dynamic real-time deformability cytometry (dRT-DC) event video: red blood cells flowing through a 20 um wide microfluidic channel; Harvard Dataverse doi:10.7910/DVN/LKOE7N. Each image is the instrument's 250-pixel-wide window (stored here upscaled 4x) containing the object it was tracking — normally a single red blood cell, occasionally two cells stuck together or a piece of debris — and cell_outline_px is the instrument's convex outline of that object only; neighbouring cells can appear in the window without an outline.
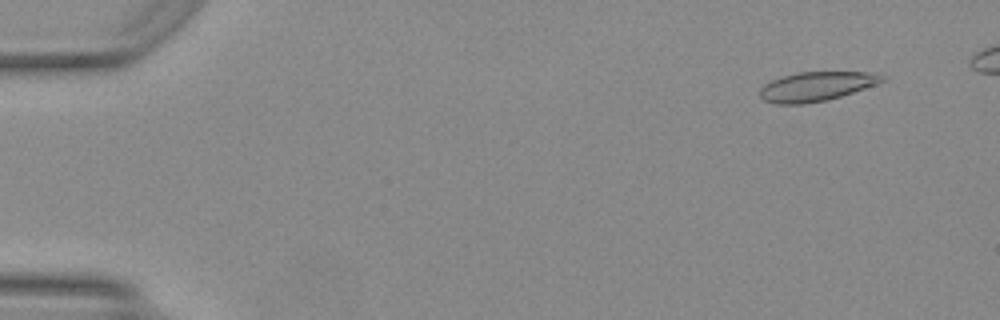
{"species": "Egyptian fruit bat (a non-hibernating species)", "species_latin": "Rousettus aegyptiacus", "temperature_condition": "warm", "stored_images_in_passage": 46, "camera_frame_rate_fps": 3000, "um_per_image_px": 0.085, "animal": {"sex": "female"}, "frame": {"image": 1, "passage_image": 3, "time_ms": 0.667, "image_size_px": [1000, 320], "cell_outline_px": [[888, 80], [828, 100], [804, 104], [776, 104], [764, 100], [760, 96], [760, 88], [764, 84], [772, 80], [796, 72], [880, 72], [888, 76]], "centroid_in_image_um": [69.45, 7.33], "position_along_channel_um": 15.6, "area_um2": 21.04}}
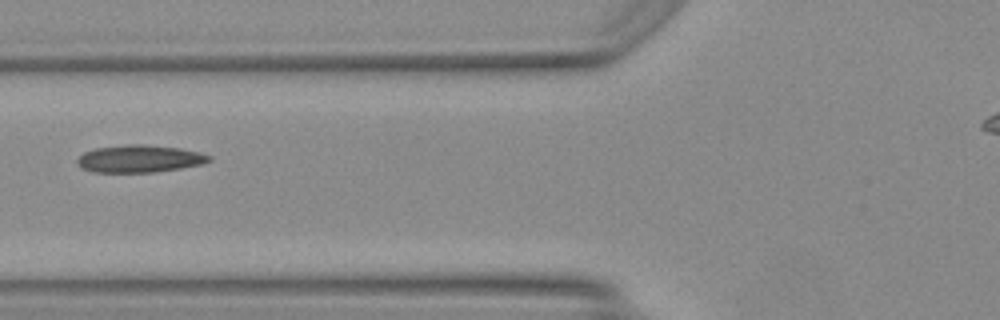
{"frame": {"image": 2, "passage_image": 19, "time_ms": 6.0, "image_size_px": [1000, 320], "cell_outline_px": [[212, 160], [204, 164], [156, 172], [92, 172], [80, 168], [76, 164], [76, 160], [84, 152], [96, 148], [128, 144], [144, 144], [180, 148], [200, 152], [212, 156]], "centroid_in_image_um": [11.87, 13.49], "position_along_channel_um": 113.9, "area_um2": 21.27}}
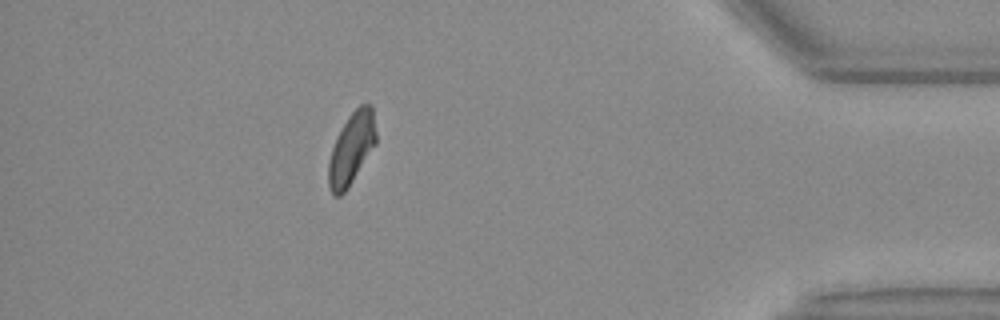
{"frame": {"image": 3, "passage_image": 43, "time_ms": 14.0, "image_size_px": [1000, 320], "cell_outline_px": [[376, 144], [348, 188], [340, 196], [332, 196], [328, 184], [328, 160], [336, 136], [348, 116], [360, 104], [372, 104], [376, 132]], "centroid_in_image_um": [29.87, 12.63], "position_along_channel_um": 405.3, "area_um2": 20.06}, "authors_computed_cell_mechanics": {"area_um2": 20.7502, "velocity_mm_per_s": 4.1959, "shape_relaxation_time_tau1_ms": null, "shape_relaxation_time_tau2_ms": 2.1253, "deformation_change_tau1": null, "deformation_change_tau2": 0.0759}}